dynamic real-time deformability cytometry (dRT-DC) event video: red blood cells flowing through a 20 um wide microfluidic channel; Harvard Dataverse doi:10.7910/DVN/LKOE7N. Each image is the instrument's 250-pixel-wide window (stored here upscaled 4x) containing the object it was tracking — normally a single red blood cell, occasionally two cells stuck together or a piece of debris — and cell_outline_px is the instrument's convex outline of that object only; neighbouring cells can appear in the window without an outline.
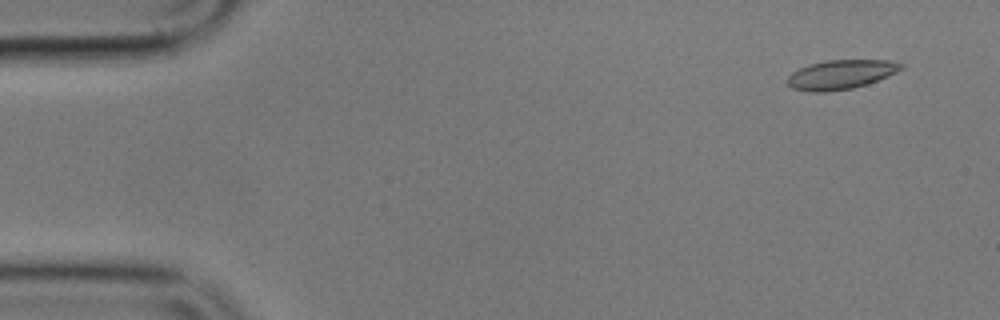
{"species": "common noctule bat (a hibernating species)", "species_latin": "Nyctalus noctula", "temperature_condition": "cold", "stored_images_in_passage": 56, "camera_frame_rate_fps": 3000, "um_per_image_px": 0.085, "animal": {"sex": "male", "body_mass_g": 17.9}, "frame": {"image": 1, "passage_image": 4, "time_ms": 1.0, "image_size_px": [1000, 320], "cell_outline_px": [[904, 68], [888, 76], [852, 88], [824, 92], [812, 92], [792, 88], [788, 84], [788, 76], [792, 72], [808, 64], [828, 60], [888, 60], [904, 64]], "centroid_in_image_um": [71.46, 6.32], "position_along_channel_um": 13.5, "area_um2": 19.19}}
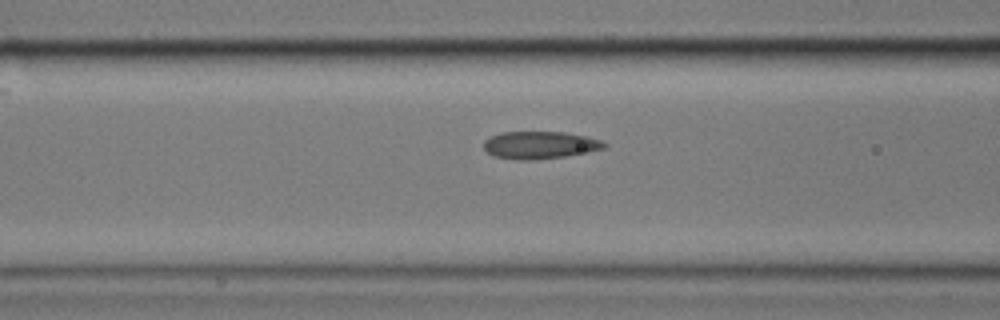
{"frame": {"image": 2, "passage_image": 22, "time_ms": 7.0, "image_size_px": [1000, 320], "cell_outline_px": [[608, 144], [604, 148], [588, 152], [564, 156], [532, 160], [520, 160], [492, 156], [484, 148], [484, 140], [500, 132], [564, 132], [584, 136], [600, 140]], "centroid_in_image_um": [45.87, 12.33], "position_along_channel_um": 120.7, "area_um2": 19.13}}
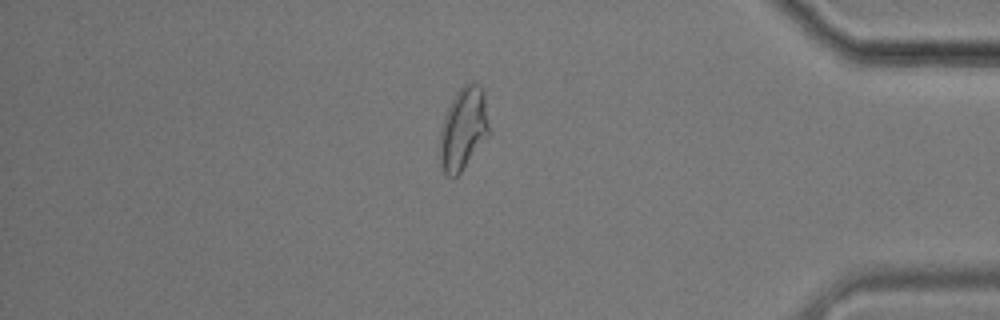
{"frame": {"image": 3, "passage_image": 48, "time_ms": 15.667, "image_size_px": [1000, 320], "cell_outline_px": [[488, 136], [460, 172], [456, 176], [448, 176], [444, 172], [440, 164], [440, 128], [444, 116], [456, 92], [464, 84], [480, 84], [484, 92], [488, 124]], "centroid_in_image_um": [39.36, 10.93], "position_along_channel_um": 395.8, "area_um2": 23.24}, "authors_computed_cell_mechanics": {"area_um2": 19.2185, "velocity_mm_per_s": 3.5445, "shape_relaxation_time_tau1_ms": 6.0286, "shape_relaxation_time_tau2_ms": 1.3029, "deformation_change_tau1": 0.1562, "deformation_change_tau2": 0.0781}}